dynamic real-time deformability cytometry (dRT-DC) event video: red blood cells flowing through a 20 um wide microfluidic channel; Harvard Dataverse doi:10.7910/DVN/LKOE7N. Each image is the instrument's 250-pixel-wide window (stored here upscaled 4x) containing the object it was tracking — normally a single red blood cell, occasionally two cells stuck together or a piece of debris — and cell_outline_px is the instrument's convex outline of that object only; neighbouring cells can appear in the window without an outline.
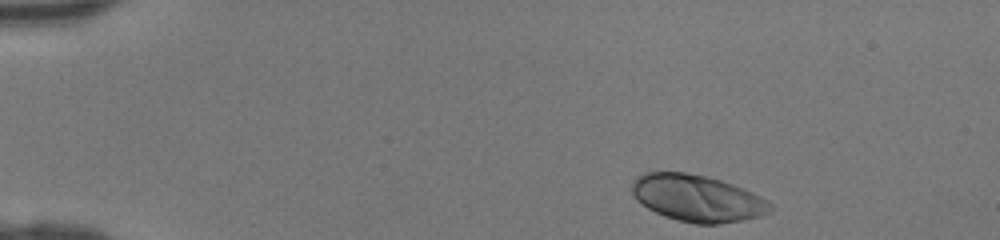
{"species": "human", "species_latin": "Homo sapiens", "temperature_condition": "room temperature", "stored_images_in_passage": 40, "camera_frame_rate_fps": 3000, "um_per_image_px": 0.085, "donor": {"sex": "female"}, "frame": {"image": 1, "passage_image": 1, "time_ms": 0.0, "image_size_px": [1000, 240], "cell_outline_px": [[776, 208], [760, 216], [744, 220], [720, 224], [696, 224], [664, 216], [648, 208], [636, 200], [632, 192], [632, 180], [644, 172], [684, 172], [708, 176], [732, 184], [752, 192], [768, 200]], "centroid_in_image_um": [59.28, 16.85], "position_along_channel_um": 25.7, "area_um2": 37.8}}
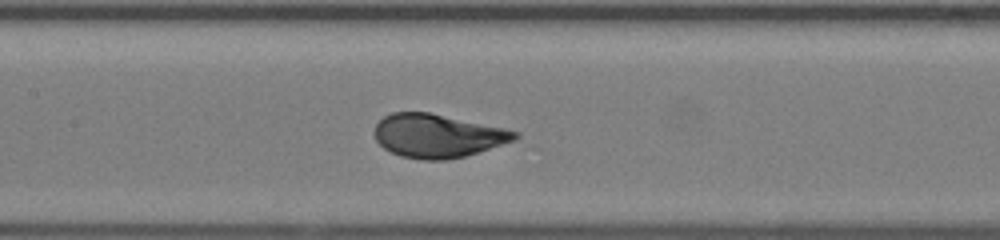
{"frame": {"image": 2, "passage_image": 17, "time_ms": 5.333, "image_size_px": [1000, 240], "cell_outline_px": [[520, 136], [516, 140], [464, 156], [444, 160], [420, 160], [400, 156], [384, 148], [376, 140], [372, 132], [376, 124], [384, 116], [392, 112], [428, 112], [504, 128], [520, 132]], "centroid_in_image_um": [37.17, 11.54], "position_along_channel_um": 170.2, "area_um2": 35.55}}
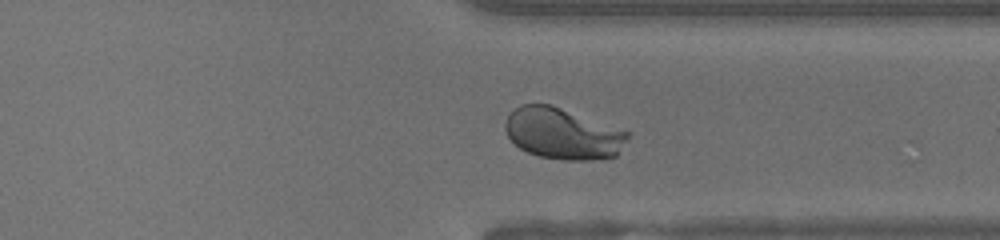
{"frame": {"image": 3, "passage_image": 30, "time_ms": 9.667, "image_size_px": [1000, 240], "cell_outline_px": [[632, 136], [616, 156], [592, 160], [564, 160], [540, 156], [528, 152], [520, 148], [508, 136], [504, 128], [504, 124], [508, 116], [520, 104], [552, 104], [632, 132]], "centroid_in_image_um": [47.9, 11.35], "position_along_channel_um": 363.5, "area_um2": 36.93}}